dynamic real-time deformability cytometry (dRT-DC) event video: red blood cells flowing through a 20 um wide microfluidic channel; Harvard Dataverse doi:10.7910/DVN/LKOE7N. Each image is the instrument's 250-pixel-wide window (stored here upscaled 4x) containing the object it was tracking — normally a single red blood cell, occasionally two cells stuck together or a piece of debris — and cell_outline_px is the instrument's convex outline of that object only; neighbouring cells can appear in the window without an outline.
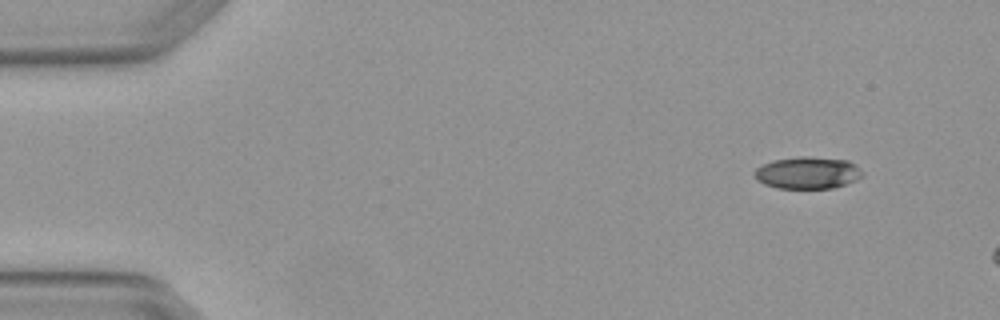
{"species": "Egyptian fruit bat (a non-hibernating species)", "species_latin": "Rousettus aegyptiacus", "temperature_condition": "warm", "stored_images_in_passage": 4, "camera_frame_rate_fps": 3000, "um_per_image_px": 0.085, "animal": {"sex": "female"}, "frame": {"image": 1, "passage_image": 2, "time_ms": 0.333, "image_size_px": [1000, 320], "cell_outline_px": [[864, 176], [856, 180], [832, 188], [776, 188], [764, 184], [756, 180], [752, 172], [756, 168], [764, 164], [776, 160], [796, 156], [808, 156], [848, 160], [856, 164], [860, 168]], "centroid_in_image_um": [68.64, 14.68], "position_along_channel_um": 16.4, "area_um2": 20.29}}